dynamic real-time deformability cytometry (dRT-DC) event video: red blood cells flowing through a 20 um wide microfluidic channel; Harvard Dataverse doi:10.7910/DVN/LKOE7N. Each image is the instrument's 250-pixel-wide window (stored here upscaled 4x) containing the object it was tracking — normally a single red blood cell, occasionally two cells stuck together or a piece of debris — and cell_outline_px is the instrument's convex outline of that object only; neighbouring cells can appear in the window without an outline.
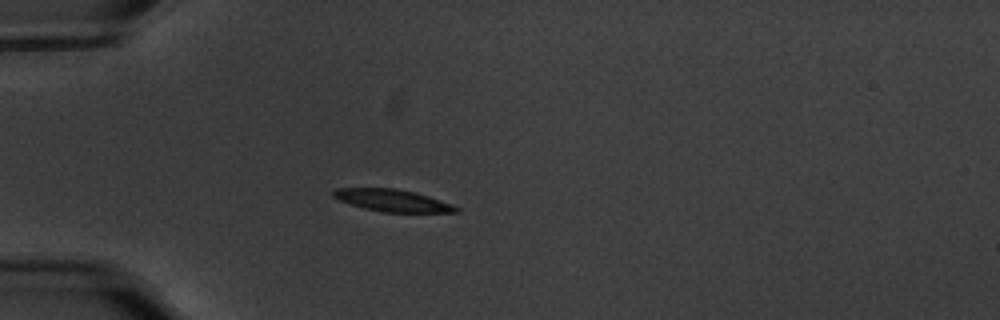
{"species": "common noctule bat (a hibernating species)", "species_latin": "Nyctalus noctula", "temperature_condition": "warm", "stored_images_in_passage": 42, "camera_frame_rate_fps": 3000, "um_per_image_px": 0.085, "animal": {"sex": "male", "body_mass_g": 20.1, "forearm_length_mm": 53.5}, "frame": {"image": 1, "passage_image": 1, "time_ms": 0.0, "image_size_px": [1000, 320], "cell_outline_px": [[460, 212], [384, 212], [364, 208], [340, 200], [332, 196], [332, 192], [336, 188], [396, 188], [416, 192], [452, 204], [460, 208]], "centroid_in_image_um": [33.38, 17.03], "position_along_channel_um": 51.6, "area_um2": 15.72}}
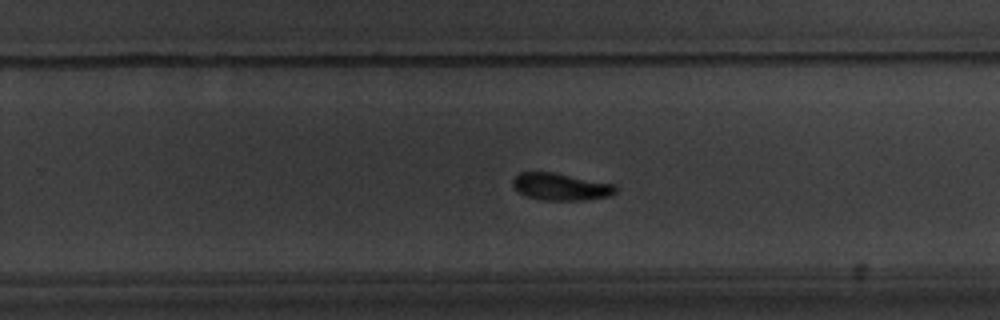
{"frame": {"image": 2, "passage_image": 22, "time_ms": 7.0, "image_size_px": [1000, 320], "cell_outline_px": [[616, 192], [608, 196], [584, 200], [544, 200], [528, 196], [520, 192], [512, 184], [512, 180], [520, 172], [552, 172], [616, 184]], "centroid_in_image_um": [47.68, 15.86], "position_along_channel_um": 282.1, "area_um2": 16.07}}
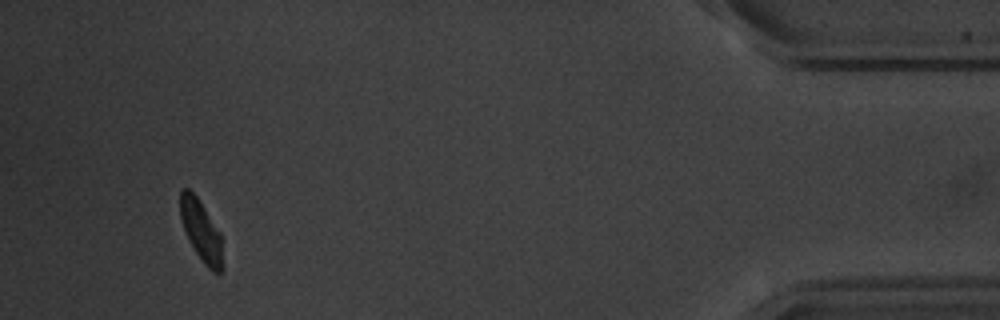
{"frame": {"image": 3, "passage_image": 39, "time_ms": 12.667, "image_size_px": [1000, 320], "cell_outline_px": [[224, 268], [220, 272], [212, 272], [204, 264], [188, 240], [180, 216], [180, 188], [188, 188], [196, 196], [220, 232]], "centroid_in_image_um": [17.1, 19.64], "position_along_channel_um": 418.1, "area_um2": 15.03}, "authors_computed_cell_mechanics": {"area_um2": 16.5597, "velocity_mm_per_s": 3.5074, "shape_relaxation_time_tau1_ms": 2.3427, "shape_relaxation_time_tau2_ms": 5.7069, "deformation_change_tau1": 0.1444, "deformation_change_tau2": 0.1039}}